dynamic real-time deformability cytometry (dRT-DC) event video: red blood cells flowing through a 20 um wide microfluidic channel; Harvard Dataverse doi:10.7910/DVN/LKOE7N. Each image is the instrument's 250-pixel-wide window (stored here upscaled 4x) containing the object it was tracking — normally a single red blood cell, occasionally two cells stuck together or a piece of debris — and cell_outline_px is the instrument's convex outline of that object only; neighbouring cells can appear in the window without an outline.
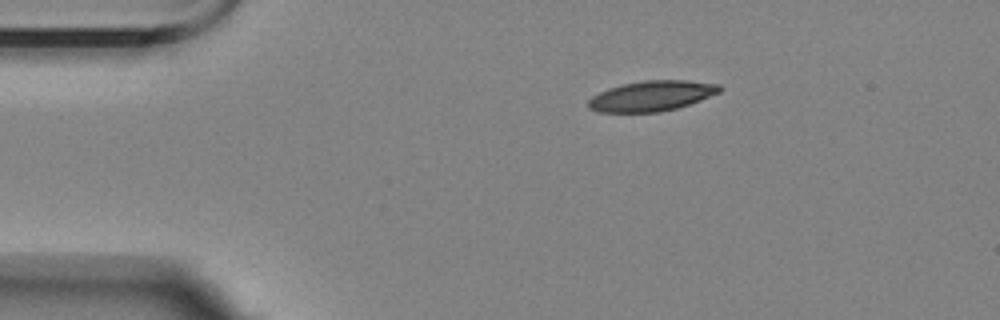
{"species": "Egyptian fruit bat (a non-hibernating species)", "species_latin": "Rousettus aegyptiacus", "temperature_condition": "room temperature", "stored_images_in_passage": 3, "camera_frame_rate_fps": 3000, "um_per_image_px": 0.085, "animal": {"sex": "female"}, "frame": {"image": 1, "passage_image": 1, "time_ms": 0.0, "image_size_px": [1000, 320], "cell_outline_px": [[720, 92], [700, 100], [676, 108], [660, 112], [600, 112], [588, 108], [588, 100], [592, 96], [608, 88], [624, 84], [644, 80], [684, 80], [720, 84]], "centroid_in_image_um": [55.37, 8.15], "position_along_channel_um": 29.6, "area_um2": 23.0}}